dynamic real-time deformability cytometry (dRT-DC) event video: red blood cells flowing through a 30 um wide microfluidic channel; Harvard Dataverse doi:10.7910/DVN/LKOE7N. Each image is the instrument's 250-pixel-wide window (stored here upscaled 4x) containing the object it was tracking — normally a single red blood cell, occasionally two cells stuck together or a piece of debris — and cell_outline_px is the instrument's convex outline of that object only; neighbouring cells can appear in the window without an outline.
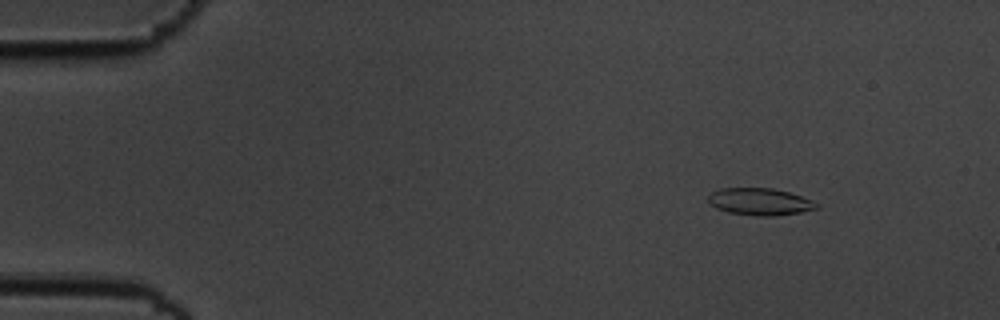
{"species": "common noctule bat (a hibernating species)", "species_latin": "Nyctalus noctula", "temperature_condition": "cold", "stored_images_in_passage": 56, "camera_frame_rate_fps": 3000, "um_per_image_px": 0.085, "animal": {"sex": "male", "body_mass_g": 19.5, "forearm_length_mm": 54.6}, "frame": {"image": 1, "passage_image": 7, "time_ms": 2.0, "image_size_px": [1000, 320], "cell_outline_px": [[820, 208], [800, 212], [776, 216], [756, 216], [728, 212], [716, 208], [708, 200], [708, 196], [712, 192], [720, 188], [772, 188], [788, 192], [812, 200], [820, 204]], "centroid_in_image_um": [64.62, 17.15], "position_along_channel_um": 20.4, "area_um2": 17.11}}
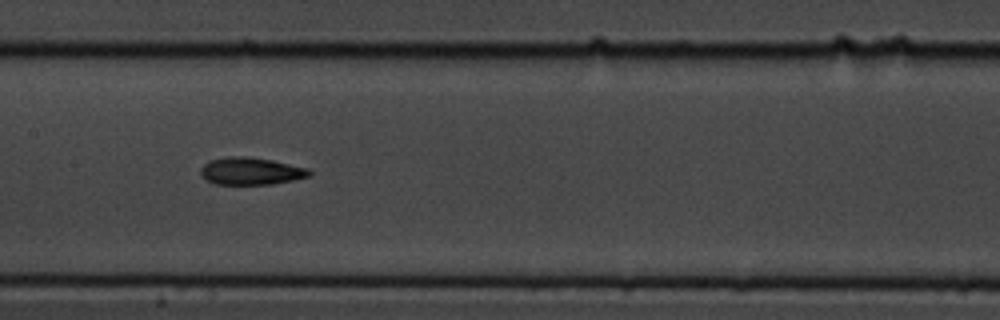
{"frame": {"image": 2, "passage_image": 28, "time_ms": 9.0, "image_size_px": [1000, 320], "cell_outline_px": [[312, 176], [272, 184], [216, 184], [200, 176], [200, 168], [208, 160], [228, 156], [248, 156], [272, 160], [308, 168], [312, 172]], "centroid_in_image_um": [21.32, 14.53], "position_along_channel_um": 186.1, "area_um2": 17.46}}
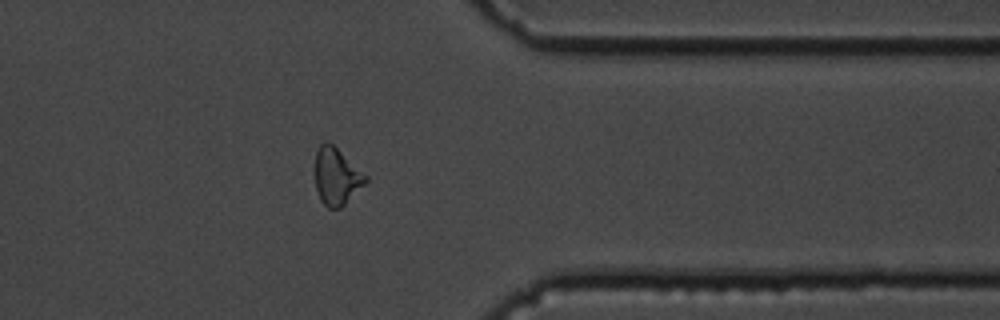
{"frame": {"image": 3, "passage_image": 45, "time_ms": 14.667, "image_size_px": [1000, 320], "cell_outline_px": [[368, 180], [340, 208], [328, 208], [320, 200], [316, 188], [312, 172], [312, 168], [316, 152], [320, 144], [324, 140], [328, 140], [368, 176]], "centroid_in_image_um": [28.54, 14.95], "position_along_channel_um": 382.9, "area_um2": 17.17}, "authors_computed_cell_mechanics": {"area_um2": 17.1088, "velocity_mm_per_s": 3.634, "shape_relaxation_time_tau1_ms": 11.2469, "shape_relaxation_time_tau2_ms": 4.1287, "deformation_change_tau1": 0.2586, "deformation_change_tau2": 0.1076}}